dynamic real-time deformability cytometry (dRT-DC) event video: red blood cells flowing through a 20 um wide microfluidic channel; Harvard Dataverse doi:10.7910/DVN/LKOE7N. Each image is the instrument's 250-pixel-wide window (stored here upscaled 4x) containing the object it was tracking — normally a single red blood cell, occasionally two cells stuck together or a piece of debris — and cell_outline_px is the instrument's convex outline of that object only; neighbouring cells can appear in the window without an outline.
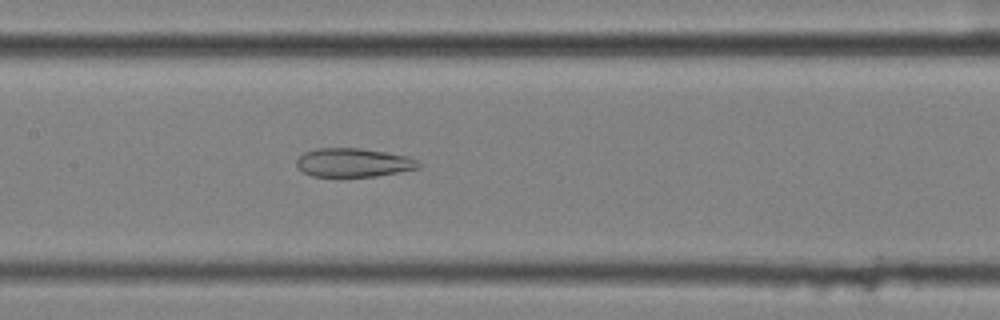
{"species": "common noctule bat (a hibernating species)", "species_latin": "Nyctalus noctula", "temperature_condition": "cold", "stored_images_in_passage": 45, "camera_frame_rate_fps": 3000, "um_per_image_px": 0.085, "animal": {"sex": "female", "body_mass_g": 25.1}, "frame": {"image": 1, "passage_image": 16, "time_ms": 5.0, "image_size_px": [1000, 320], "cell_outline_px": [[420, 168], [400, 172], [376, 176], [312, 176], [296, 168], [296, 160], [304, 152], [316, 148], [360, 148], [408, 156], [416, 160], [420, 164]], "centroid_in_image_um": [30.02, 13.82], "position_along_channel_um": 177.4, "area_um2": 20.4}}
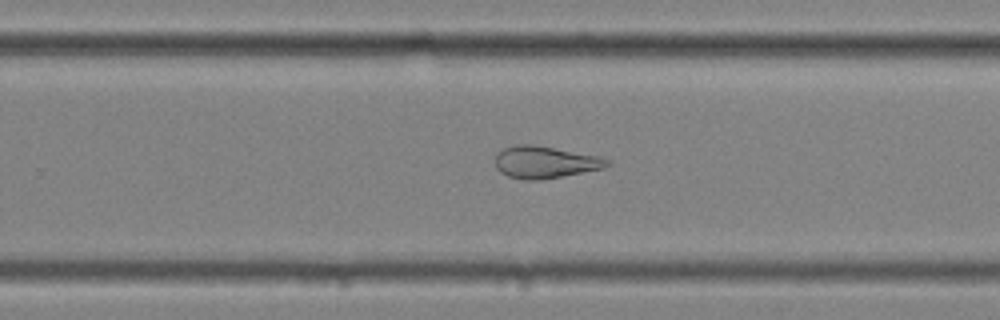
{"frame": {"image": 2, "passage_image": 25, "time_ms": 8.0, "image_size_px": [1000, 320], "cell_outline_px": [[612, 164], [604, 168], [540, 180], [524, 180], [508, 176], [500, 172], [496, 168], [496, 152], [504, 148], [516, 144], [528, 144], [600, 156], [612, 160]], "centroid_in_image_um": [46.33, 13.79], "position_along_channel_um": 283.5, "area_um2": 20.87}}
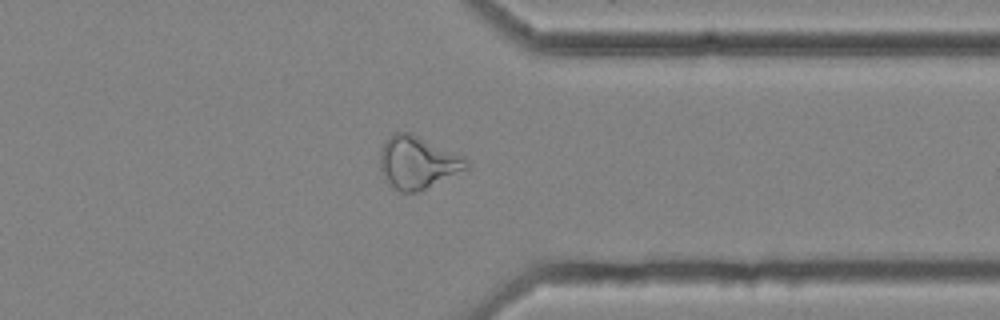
{"frame": {"image": 3, "passage_image": 33, "time_ms": 10.667, "image_size_px": [1000, 320], "cell_outline_px": [[468, 168], [420, 192], [400, 192], [388, 184], [380, 168], [380, 152], [388, 136], [396, 132], [412, 132], [468, 156]], "centroid_in_image_um": [35.54, 13.79], "position_along_channel_um": 375.9, "area_um2": 27.05}, "authors_computed_cell_mechanics": {"area_um2": 25.9522, "velocity_mm_per_s": 3.543, "shape_relaxation_time_tau1_ms": null, "shape_relaxation_time_tau2_ms": 3.0605, "deformation_change_tau1": null, "deformation_change_tau2": 0.1256}}